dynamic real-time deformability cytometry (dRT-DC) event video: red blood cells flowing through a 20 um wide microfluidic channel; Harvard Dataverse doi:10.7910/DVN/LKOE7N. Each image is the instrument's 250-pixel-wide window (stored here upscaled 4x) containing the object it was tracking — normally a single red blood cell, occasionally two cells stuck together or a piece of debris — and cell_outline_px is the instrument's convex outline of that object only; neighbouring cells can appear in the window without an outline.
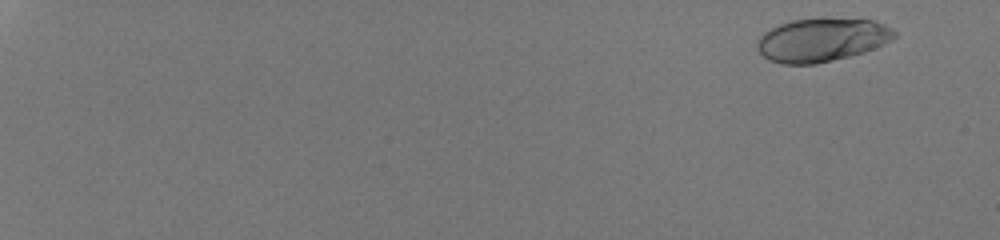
{"species": "human", "species_latin": "Homo sapiens", "temperature_condition": "room temperature", "stored_images_in_passage": 54, "camera_frame_rate_fps": 3000, "um_per_image_px": 0.085, "donor": {"sex": "male"}, "frame": {"image": 1, "passage_image": 4, "time_ms": 1.0, "image_size_px": [1000, 240], "cell_outline_px": [[896, 36], [892, 40], [876, 48], [864, 52], [816, 64], [780, 64], [768, 60], [756, 48], [756, 44], [760, 36], [764, 32], [780, 24], [792, 20], [824, 16], [876, 20], [892, 28], [896, 32]], "centroid_in_image_um": [69.88, 3.36], "position_along_channel_um": 15.1, "area_um2": 35.49}}
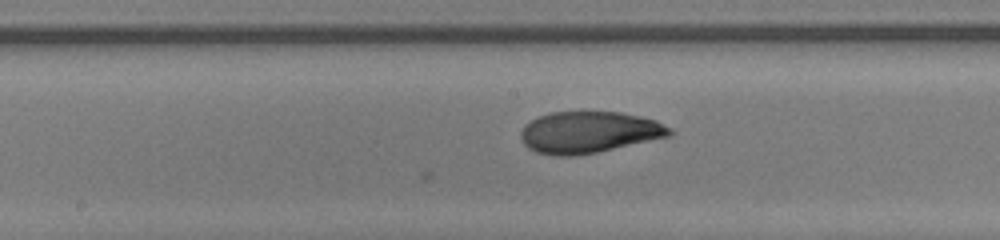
{"frame": {"image": 2, "passage_image": 34, "time_ms": 11.0, "image_size_px": [1000, 240], "cell_outline_px": [[672, 136], [596, 152], [576, 156], [556, 156], [536, 152], [528, 148], [520, 140], [520, 132], [524, 124], [536, 116], [552, 112], [620, 112], [640, 116], [656, 120], [672, 128]], "centroid_in_image_um": [50.04, 11.24], "position_along_channel_um": 198.2, "area_um2": 36.36}}
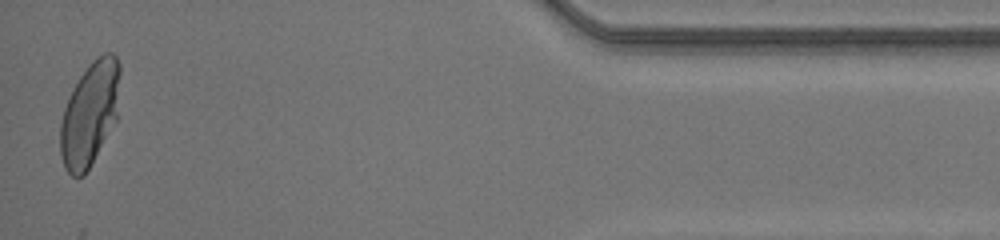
{"frame": {"image": 3, "passage_image": 54, "time_ms": 17.667, "image_size_px": [1000, 240], "cell_outline_px": [[120, 72], [116, 120], [84, 176], [72, 176], [64, 168], [60, 156], [60, 124], [64, 108], [80, 76], [88, 64], [92, 60], [104, 52], [112, 52], [116, 56], [120, 64]], "centroid_in_image_um": [7.62, 9.66], "position_along_channel_um": 427.6, "area_um2": 35.89}, "authors_computed_cell_mechanics": {"area_um2": 35.2869, "velocity_mm_per_s": 4.2149, "shape_relaxation_time_tau1_ms": 6.1883, "shape_relaxation_time_tau2_ms": null, "deformation_change_tau1": 0.2533, "deformation_change_tau2": null}}